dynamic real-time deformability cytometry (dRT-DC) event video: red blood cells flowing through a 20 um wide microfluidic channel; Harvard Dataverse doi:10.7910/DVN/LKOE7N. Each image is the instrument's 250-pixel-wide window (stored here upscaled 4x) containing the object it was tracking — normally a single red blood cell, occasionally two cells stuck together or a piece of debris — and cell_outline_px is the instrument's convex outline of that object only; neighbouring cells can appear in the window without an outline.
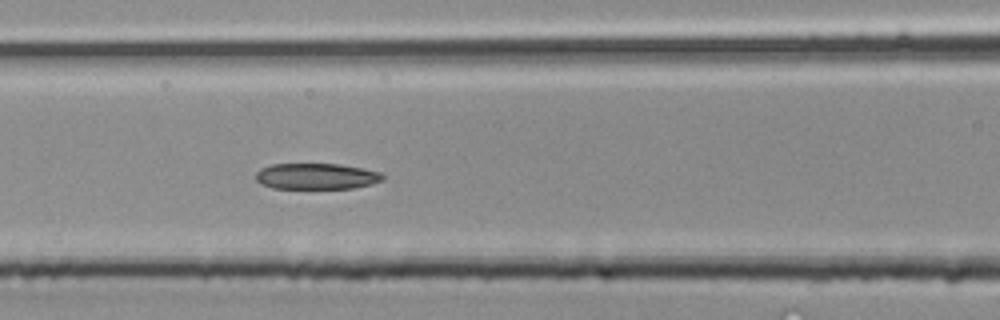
{"species": "common noctule bat (a hibernating species)", "species_latin": "Nyctalus noctula", "temperature_condition": "room temperature", "stored_images_in_passage": 3, "camera_frame_rate_fps": 3000, "um_per_image_px": 0.085, "animal": {"sex": "male", "body_mass_g": 20.4}, "frame": {"image": 1, "passage_image": 3, "time_ms": 0.667, "image_size_px": [1000, 320], "cell_outline_px": [[384, 180], [372, 184], [352, 188], [272, 188], [260, 184], [256, 180], [256, 172], [260, 168], [272, 164], [340, 164], [380, 172], [384, 176]], "centroid_in_image_um": [26.87, 14.98], "position_along_channel_um": 139.7, "area_um2": 19.25}}